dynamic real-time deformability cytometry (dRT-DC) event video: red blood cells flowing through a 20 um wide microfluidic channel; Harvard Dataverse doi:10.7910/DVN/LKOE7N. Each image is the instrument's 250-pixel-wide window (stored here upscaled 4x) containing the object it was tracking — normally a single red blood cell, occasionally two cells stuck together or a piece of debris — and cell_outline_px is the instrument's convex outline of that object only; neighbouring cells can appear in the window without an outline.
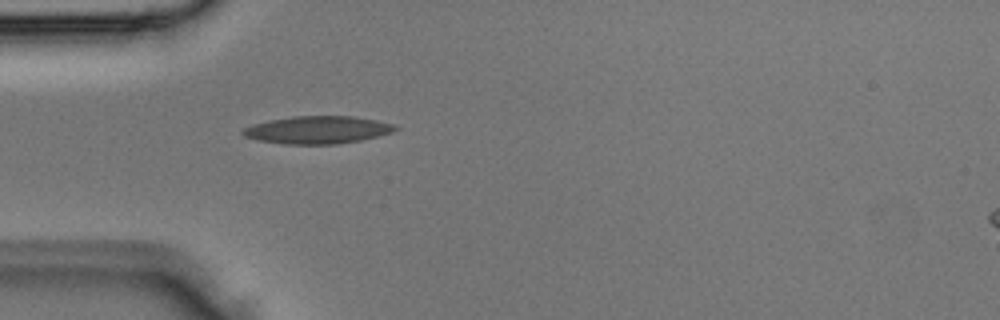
{"species": "Egyptian fruit bat (a non-hibernating species)", "species_latin": "Rousettus aegyptiacus", "temperature_condition": "room temperature", "stored_images_in_passage": 2, "segment_of_instrument_passage": [1, 2], "camera_frame_rate_fps": 3000, "um_per_image_px": 0.085, "animal": {"sex": "male"}, "frame": {"image": 1, "passage_image": 1, "time_ms": 0.0, "image_size_px": [1000, 320], "cell_outline_px": [[400, 128], [392, 132], [360, 140], [336, 144], [284, 144], [256, 140], [244, 136], [240, 132], [244, 128], [252, 124], [268, 120], [292, 116], [352, 116], [376, 120], [396, 124]], "centroid_in_image_um": [26.97, 11.03], "position_along_channel_um": 58.0, "area_um2": 24.62}}